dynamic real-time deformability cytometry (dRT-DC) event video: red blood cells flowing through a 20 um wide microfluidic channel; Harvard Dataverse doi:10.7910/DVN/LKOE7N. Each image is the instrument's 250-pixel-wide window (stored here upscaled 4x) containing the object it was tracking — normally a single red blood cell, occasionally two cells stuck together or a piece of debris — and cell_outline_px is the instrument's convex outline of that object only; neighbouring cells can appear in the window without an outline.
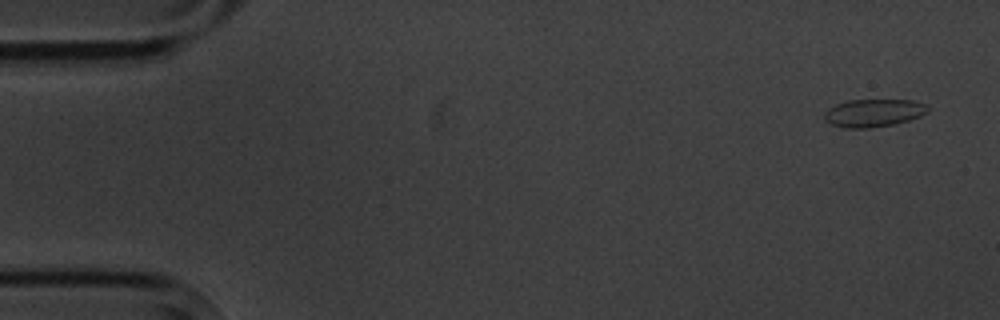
{"species": "common noctule bat (a hibernating species)", "species_latin": "Nyctalus noctula", "temperature_condition": "cold", "stored_images_in_passage": 4, "camera_frame_rate_fps": 3000, "um_per_image_px": 0.085, "animal": {"sex": "male", "body_mass_g": 20.1, "forearm_length_mm": 53.5}, "frame": {"image": 1, "passage_image": 1, "time_ms": 0.0, "image_size_px": [1000, 320], "cell_outline_px": [[928, 112], [920, 116], [896, 124], [868, 128], [848, 128], [832, 124], [824, 120], [824, 112], [828, 108], [836, 104], [848, 100], [916, 100], [928, 104]], "centroid_in_image_um": [74.27, 9.59], "position_along_channel_um": 10.7, "area_um2": 16.88}}